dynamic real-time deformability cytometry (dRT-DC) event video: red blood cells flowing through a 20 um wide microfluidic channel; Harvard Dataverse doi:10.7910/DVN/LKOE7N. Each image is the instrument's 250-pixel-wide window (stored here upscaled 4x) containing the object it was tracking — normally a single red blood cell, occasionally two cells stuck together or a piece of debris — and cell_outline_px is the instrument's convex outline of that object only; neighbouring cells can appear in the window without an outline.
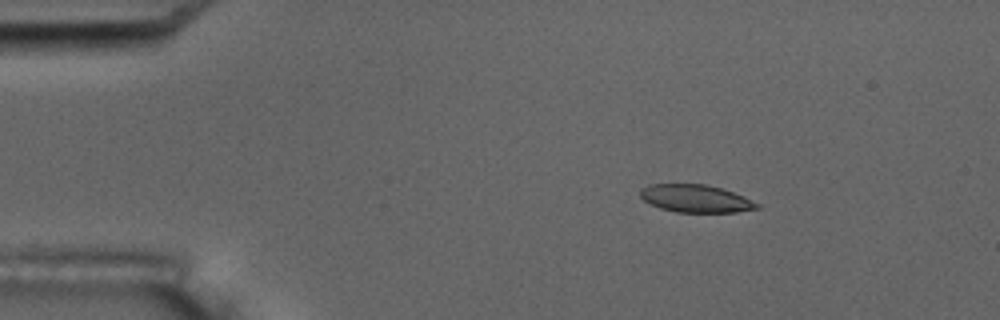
{"species": "common noctule bat (a hibernating species)", "species_latin": "Nyctalus noctula", "temperature_condition": "room temperature", "stored_images_in_passage": 5, "camera_frame_rate_fps": 3000, "um_per_image_px": 0.085, "animal": {"sex": "male", "body_mass_g": 17.5, "forearm_length_mm": 52.3}, "frame": {"image": 1, "passage_image": 2, "time_ms": 1.0, "image_size_px": [1000, 320], "cell_outline_px": [[760, 208], [736, 212], [676, 212], [660, 208], [644, 200], [640, 196], [640, 188], [648, 184], [704, 184], [720, 188], [732, 192], [760, 204]], "centroid_in_image_um": [59.1, 16.87], "position_along_channel_um": 25.9, "area_um2": 18.67}}